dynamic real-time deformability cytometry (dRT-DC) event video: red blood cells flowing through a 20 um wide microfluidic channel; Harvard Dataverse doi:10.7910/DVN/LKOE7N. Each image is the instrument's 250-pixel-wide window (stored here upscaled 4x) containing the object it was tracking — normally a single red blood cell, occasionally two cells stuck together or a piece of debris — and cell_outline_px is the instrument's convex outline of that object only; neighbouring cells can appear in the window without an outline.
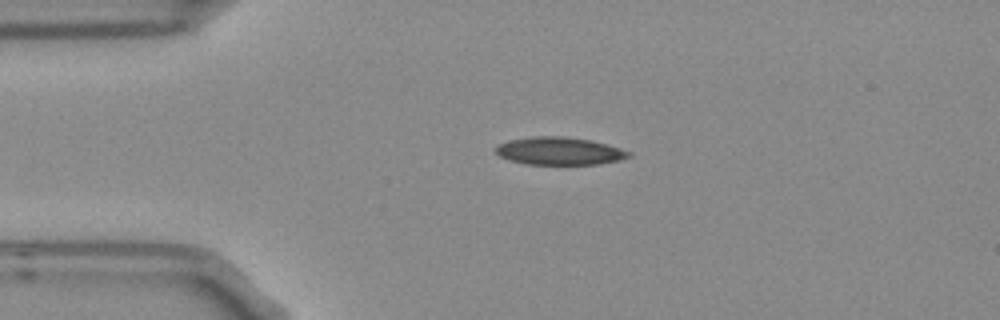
{"species": "Egyptian fruit bat (a non-hibernating species)", "species_latin": "Rousettus aegyptiacus", "temperature_condition": "room temperature", "stored_images_in_passage": 3, "camera_frame_rate_fps": 3000, "um_per_image_px": 0.085, "frame": {"image": 1, "passage_image": 1, "time_ms": 0.0, "image_size_px": [1000, 320], "cell_outline_px": [[632, 156], [620, 160], [596, 164], [524, 164], [508, 160], [500, 156], [492, 148], [496, 144], [508, 140], [532, 136], [560, 136], [592, 140], [620, 148], [632, 152]], "centroid_in_image_um": [47.5, 12.83], "position_along_channel_um": 37.5, "area_um2": 21.73}}
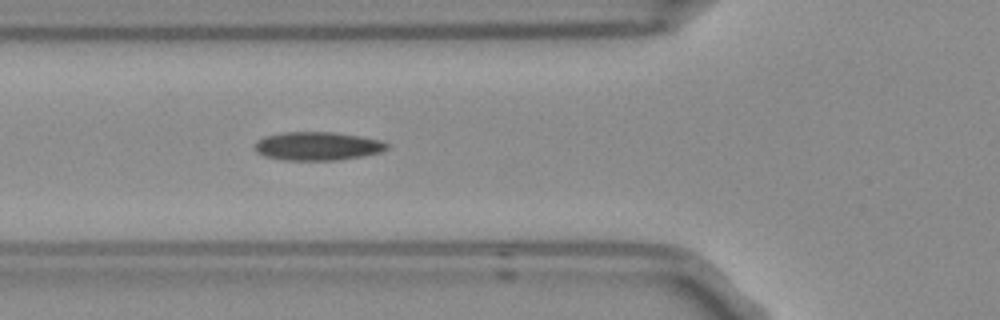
{"frame": {"image": 2, "passage_image": 3, "time_ms": 0.667, "image_size_px": [1000, 320], "cell_outline_px": [[388, 148], [380, 152], [364, 156], [340, 160], [284, 160], [264, 156], [256, 152], [256, 140], [264, 136], [284, 132], [332, 132], [360, 136], [380, 140], [388, 144]], "centroid_in_image_um": [26.98, 12.42], "position_along_channel_um": 98.8, "area_um2": 21.96}}